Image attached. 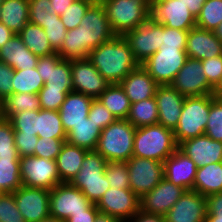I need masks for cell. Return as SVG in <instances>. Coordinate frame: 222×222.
I'll return each mask as SVG.
<instances>
[{"mask_svg": "<svg viewBox=\"0 0 222 222\" xmlns=\"http://www.w3.org/2000/svg\"><path fill=\"white\" fill-rule=\"evenodd\" d=\"M114 36L116 34L111 29L103 4H92L80 25L67 30L57 53L63 60L86 59L90 51Z\"/></svg>", "mask_w": 222, "mask_h": 222, "instance_id": "6da1fadb", "label": "cell"}, {"mask_svg": "<svg viewBox=\"0 0 222 222\" xmlns=\"http://www.w3.org/2000/svg\"><path fill=\"white\" fill-rule=\"evenodd\" d=\"M87 59L110 84L120 83L139 66L129 43L121 35L90 51Z\"/></svg>", "mask_w": 222, "mask_h": 222, "instance_id": "7a4b0ae2", "label": "cell"}, {"mask_svg": "<svg viewBox=\"0 0 222 222\" xmlns=\"http://www.w3.org/2000/svg\"><path fill=\"white\" fill-rule=\"evenodd\" d=\"M177 149L173 130L160 124L136 128L133 156L164 162Z\"/></svg>", "mask_w": 222, "mask_h": 222, "instance_id": "3957f363", "label": "cell"}, {"mask_svg": "<svg viewBox=\"0 0 222 222\" xmlns=\"http://www.w3.org/2000/svg\"><path fill=\"white\" fill-rule=\"evenodd\" d=\"M136 127L117 119L101 131L96 151L107 162H127L133 156Z\"/></svg>", "mask_w": 222, "mask_h": 222, "instance_id": "277c9868", "label": "cell"}, {"mask_svg": "<svg viewBox=\"0 0 222 222\" xmlns=\"http://www.w3.org/2000/svg\"><path fill=\"white\" fill-rule=\"evenodd\" d=\"M103 6L112 31L121 36L137 28L151 14L148 0H104Z\"/></svg>", "mask_w": 222, "mask_h": 222, "instance_id": "5b68a950", "label": "cell"}, {"mask_svg": "<svg viewBox=\"0 0 222 222\" xmlns=\"http://www.w3.org/2000/svg\"><path fill=\"white\" fill-rule=\"evenodd\" d=\"M106 164L107 161L96 150L87 151L80 171L70 182L93 204H97L110 188L105 176Z\"/></svg>", "mask_w": 222, "mask_h": 222, "instance_id": "8992f818", "label": "cell"}, {"mask_svg": "<svg viewBox=\"0 0 222 222\" xmlns=\"http://www.w3.org/2000/svg\"><path fill=\"white\" fill-rule=\"evenodd\" d=\"M210 105L211 95L185 98L180 119L173 130L178 145L184 140L205 134Z\"/></svg>", "mask_w": 222, "mask_h": 222, "instance_id": "52a82bcc", "label": "cell"}, {"mask_svg": "<svg viewBox=\"0 0 222 222\" xmlns=\"http://www.w3.org/2000/svg\"><path fill=\"white\" fill-rule=\"evenodd\" d=\"M185 49L164 46L151 55L141 66L158 85H170L187 60Z\"/></svg>", "mask_w": 222, "mask_h": 222, "instance_id": "ba28073f", "label": "cell"}, {"mask_svg": "<svg viewBox=\"0 0 222 222\" xmlns=\"http://www.w3.org/2000/svg\"><path fill=\"white\" fill-rule=\"evenodd\" d=\"M93 203L70 182H62L50 190V216L66 221L72 214L84 213Z\"/></svg>", "mask_w": 222, "mask_h": 222, "instance_id": "9c48e42d", "label": "cell"}, {"mask_svg": "<svg viewBox=\"0 0 222 222\" xmlns=\"http://www.w3.org/2000/svg\"><path fill=\"white\" fill-rule=\"evenodd\" d=\"M20 178L23 186L46 190L61 183L56 161L37 156L20 158Z\"/></svg>", "mask_w": 222, "mask_h": 222, "instance_id": "30bf717a", "label": "cell"}, {"mask_svg": "<svg viewBox=\"0 0 222 222\" xmlns=\"http://www.w3.org/2000/svg\"><path fill=\"white\" fill-rule=\"evenodd\" d=\"M123 37L129 43L134 58L141 65L162 46V24L149 17L137 28L127 31Z\"/></svg>", "mask_w": 222, "mask_h": 222, "instance_id": "8fae6325", "label": "cell"}, {"mask_svg": "<svg viewBox=\"0 0 222 222\" xmlns=\"http://www.w3.org/2000/svg\"><path fill=\"white\" fill-rule=\"evenodd\" d=\"M130 189L140 198L164 178V164L157 160L132 156L127 162Z\"/></svg>", "mask_w": 222, "mask_h": 222, "instance_id": "7c38bea8", "label": "cell"}, {"mask_svg": "<svg viewBox=\"0 0 222 222\" xmlns=\"http://www.w3.org/2000/svg\"><path fill=\"white\" fill-rule=\"evenodd\" d=\"M170 85L184 97L211 95L214 88L204 75L201 60L193 58H187Z\"/></svg>", "mask_w": 222, "mask_h": 222, "instance_id": "4fadbf2b", "label": "cell"}, {"mask_svg": "<svg viewBox=\"0 0 222 222\" xmlns=\"http://www.w3.org/2000/svg\"><path fill=\"white\" fill-rule=\"evenodd\" d=\"M150 17L163 26L189 31L196 27V18L179 0H156L151 4Z\"/></svg>", "mask_w": 222, "mask_h": 222, "instance_id": "5bb4252c", "label": "cell"}, {"mask_svg": "<svg viewBox=\"0 0 222 222\" xmlns=\"http://www.w3.org/2000/svg\"><path fill=\"white\" fill-rule=\"evenodd\" d=\"M140 198L131 189L109 188L96 204L97 209L122 222L130 220L140 210Z\"/></svg>", "mask_w": 222, "mask_h": 222, "instance_id": "9a60e30c", "label": "cell"}, {"mask_svg": "<svg viewBox=\"0 0 222 222\" xmlns=\"http://www.w3.org/2000/svg\"><path fill=\"white\" fill-rule=\"evenodd\" d=\"M13 194L26 222H39L50 216V190L22 185Z\"/></svg>", "mask_w": 222, "mask_h": 222, "instance_id": "2e32d148", "label": "cell"}, {"mask_svg": "<svg viewBox=\"0 0 222 222\" xmlns=\"http://www.w3.org/2000/svg\"><path fill=\"white\" fill-rule=\"evenodd\" d=\"M36 69L45 82L42 88L61 89V92L73 91L71 60H63L58 53L39 57Z\"/></svg>", "mask_w": 222, "mask_h": 222, "instance_id": "e0dca14e", "label": "cell"}, {"mask_svg": "<svg viewBox=\"0 0 222 222\" xmlns=\"http://www.w3.org/2000/svg\"><path fill=\"white\" fill-rule=\"evenodd\" d=\"M185 192V188L176 186L163 178L150 192L140 197V210L145 213L165 216Z\"/></svg>", "mask_w": 222, "mask_h": 222, "instance_id": "ac0fdd59", "label": "cell"}, {"mask_svg": "<svg viewBox=\"0 0 222 222\" xmlns=\"http://www.w3.org/2000/svg\"><path fill=\"white\" fill-rule=\"evenodd\" d=\"M73 91L97 99L110 85L86 59L71 60Z\"/></svg>", "mask_w": 222, "mask_h": 222, "instance_id": "d6986e66", "label": "cell"}, {"mask_svg": "<svg viewBox=\"0 0 222 222\" xmlns=\"http://www.w3.org/2000/svg\"><path fill=\"white\" fill-rule=\"evenodd\" d=\"M206 215V197L195 190H186L164 218L165 222H204Z\"/></svg>", "mask_w": 222, "mask_h": 222, "instance_id": "ffe728a7", "label": "cell"}, {"mask_svg": "<svg viewBox=\"0 0 222 222\" xmlns=\"http://www.w3.org/2000/svg\"><path fill=\"white\" fill-rule=\"evenodd\" d=\"M178 148L195 162L197 168L222 162V142L206 134L184 140Z\"/></svg>", "mask_w": 222, "mask_h": 222, "instance_id": "44dd1931", "label": "cell"}, {"mask_svg": "<svg viewBox=\"0 0 222 222\" xmlns=\"http://www.w3.org/2000/svg\"><path fill=\"white\" fill-rule=\"evenodd\" d=\"M154 97L158 107V124L174 130L180 119L186 97L171 85H158Z\"/></svg>", "mask_w": 222, "mask_h": 222, "instance_id": "7402d4cb", "label": "cell"}, {"mask_svg": "<svg viewBox=\"0 0 222 222\" xmlns=\"http://www.w3.org/2000/svg\"><path fill=\"white\" fill-rule=\"evenodd\" d=\"M164 178L176 186L193 190L197 167L179 148L164 162Z\"/></svg>", "mask_w": 222, "mask_h": 222, "instance_id": "603a6c76", "label": "cell"}, {"mask_svg": "<svg viewBox=\"0 0 222 222\" xmlns=\"http://www.w3.org/2000/svg\"><path fill=\"white\" fill-rule=\"evenodd\" d=\"M185 51L188 58L210 59L222 55V42L213 31L194 27L188 31Z\"/></svg>", "mask_w": 222, "mask_h": 222, "instance_id": "cb8c5ba5", "label": "cell"}, {"mask_svg": "<svg viewBox=\"0 0 222 222\" xmlns=\"http://www.w3.org/2000/svg\"><path fill=\"white\" fill-rule=\"evenodd\" d=\"M92 101V97L75 91L66 95L59 109L62 126L66 133L88 117Z\"/></svg>", "mask_w": 222, "mask_h": 222, "instance_id": "d4e9b609", "label": "cell"}, {"mask_svg": "<svg viewBox=\"0 0 222 222\" xmlns=\"http://www.w3.org/2000/svg\"><path fill=\"white\" fill-rule=\"evenodd\" d=\"M119 84L131 104L153 98L158 87V84L141 65L132 70Z\"/></svg>", "mask_w": 222, "mask_h": 222, "instance_id": "484cf974", "label": "cell"}, {"mask_svg": "<svg viewBox=\"0 0 222 222\" xmlns=\"http://www.w3.org/2000/svg\"><path fill=\"white\" fill-rule=\"evenodd\" d=\"M39 56L33 54L23 43L21 37L15 34L0 48V61L14 70H26L37 67Z\"/></svg>", "mask_w": 222, "mask_h": 222, "instance_id": "4316f807", "label": "cell"}, {"mask_svg": "<svg viewBox=\"0 0 222 222\" xmlns=\"http://www.w3.org/2000/svg\"><path fill=\"white\" fill-rule=\"evenodd\" d=\"M87 150L78 146L64 143L61 152L57 156V170L60 182H71L81 169Z\"/></svg>", "mask_w": 222, "mask_h": 222, "instance_id": "83f0119b", "label": "cell"}, {"mask_svg": "<svg viewBox=\"0 0 222 222\" xmlns=\"http://www.w3.org/2000/svg\"><path fill=\"white\" fill-rule=\"evenodd\" d=\"M0 22L18 34L29 22V0H3L0 3Z\"/></svg>", "mask_w": 222, "mask_h": 222, "instance_id": "f1b7e54d", "label": "cell"}, {"mask_svg": "<svg viewBox=\"0 0 222 222\" xmlns=\"http://www.w3.org/2000/svg\"><path fill=\"white\" fill-rule=\"evenodd\" d=\"M193 190L204 197L222 192V162L197 168Z\"/></svg>", "mask_w": 222, "mask_h": 222, "instance_id": "f546056e", "label": "cell"}, {"mask_svg": "<svg viewBox=\"0 0 222 222\" xmlns=\"http://www.w3.org/2000/svg\"><path fill=\"white\" fill-rule=\"evenodd\" d=\"M101 131L99 126L87 117L84 121L72 127L67 133L66 142L87 151H93L97 148Z\"/></svg>", "mask_w": 222, "mask_h": 222, "instance_id": "4dcf8cb0", "label": "cell"}, {"mask_svg": "<svg viewBox=\"0 0 222 222\" xmlns=\"http://www.w3.org/2000/svg\"><path fill=\"white\" fill-rule=\"evenodd\" d=\"M24 45L39 57L50 56L56 52L52 49L44 29L31 22H28L18 33Z\"/></svg>", "mask_w": 222, "mask_h": 222, "instance_id": "1f68e13d", "label": "cell"}, {"mask_svg": "<svg viewBox=\"0 0 222 222\" xmlns=\"http://www.w3.org/2000/svg\"><path fill=\"white\" fill-rule=\"evenodd\" d=\"M117 119H127L131 103L119 83L110 84L97 98Z\"/></svg>", "mask_w": 222, "mask_h": 222, "instance_id": "d6a6232c", "label": "cell"}, {"mask_svg": "<svg viewBox=\"0 0 222 222\" xmlns=\"http://www.w3.org/2000/svg\"><path fill=\"white\" fill-rule=\"evenodd\" d=\"M127 120L136 128L158 124V107L155 97L132 103Z\"/></svg>", "mask_w": 222, "mask_h": 222, "instance_id": "836d02e7", "label": "cell"}, {"mask_svg": "<svg viewBox=\"0 0 222 222\" xmlns=\"http://www.w3.org/2000/svg\"><path fill=\"white\" fill-rule=\"evenodd\" d=\"M37 136L40 138L67 139L59 111L39 109L37 114Z\"/></svg>", "mask_w": 222, "mask_h": 222, "instance_id": "e575fe53", "label": "cell"}, {"mask_svg": "<svg viewBox=\"0 0 222 222\" xmlns=\"http://www.w3.org/2000/svg\"><path fill=\"white\" fill-rule=\"evenodd\" d=\"M39 109H41L39 96L34 93H13L2 101L3 118H7L10 114Z\"/></svg>", "mask_w": 222, "mask_h": 222, "instance_id": "d590c367", "label": "cell"}, {"mask_svg": "<svg viewBox=\"0 0 222 222\" xmlns=\"http://www.w3.org/2000/svg\"><path fill=\"white\" fill-rule=\"evenodd\" d=\"M21 186L20 158H0V189L13 193Z\"/></svg>", "mask_w": 222, "mask_h": 222, "instance_id": "8d00e7d4", "label": "cell"}, {"mask_svg": "<svg viewBox=\"0 0 222 222\" xmlns=\"http://www.w3.org/2000/svg\"><path fill=\"white\" fill-rule=\"evenodd\" d=\"M12 81V94H38L45 84L36 68H27L26 70H15Z\"/></svg>", "mask_w": 222, "mask_h": 222, "instance_id": "74e56055", "label": "cell"}, {"mask_svg": "<svg viewBox=\"0 0 222 222\" xmlns=\"http://www.w3.org/2000/svg\"><path fill=\"white\" fill-rule=\"evenodd\" d=\"M222 22V0H206L196 17V27L214 31Z\"/></svg>", "mask_w": 222, "mask_h": 222, "instance_id": "f35d334b", "label": "cell"}, {"mask_svg": "<svg viewBox=\"0 0 222 222\" xmlns=\"http://www.w3.org/2000/svg\"><path fill=\"white\" fill-rule=\"evenodd\" d=\"M41 27L44 29L52 49L57 53L61 49L67 33L60 15L48 12V16L41 22Z\"/></svg>", "mask_w": 222, "mask_h": 222, "instance_id": "ab89813d", "label": "cell"}, {"mask_svg": "<svg viewBox=\"0 0 222 222\" xmlns=\"http://www.w3.org/2000/svg\"><path fill=\"white\" fill-rule=\"evenodd\" d=\"M0 158H20L15 145L14 129L7 118H0Z\"/></svg>", "mask_w": 222, "mask_h": 222, "instance_id": "60d3db41", "label": "cell"}, {"mask_svg": "<svg viewBox=\"0 0 222 222\" xmlns=\"http://www.w3.org/2000/svg\"><path fill=\"white\" fill-rule=\"evenodd\" d=\"M205 134L213 140L222 142V99H217L212 94Z\"/></svg>", "mask_w": 222, "mask_h": 222, "instance_id": "b9f144b4", "label": "cell"}, {"mask_svg": "<svg viewBox=\"0 0 222 222\" xmlns=\"http://www.w3.org/2000/svg\"><path fill=\"white\" fill-rule=\"evenodd\" d=\"M105 176L110 188L130 189L128 166L126 162H107Z\"/></svg>", "mask_w": 222, "mask_h": 222, "instance_id": "7bdbcfd3", "label": "cell"}, {"mask_svg": "<svg viewBox=\"0 0 222 222\" xmlns=\"http://www.w3.org/2000/svg\"><path fill=\"white\" fill-rule=\"evenodd\" d=\"M37 114L38 111H24L10 114L7 119L10 121L14 132L37 135Z\"/></svg>", "mask_w": 222, "mask_h": 222, "instance_id": "ee69618b", "label": "cell"}, {"mask_svg": "<svg viewBox=\"0 0 222 222\" xmlns=\"http://www.w3.org/2000/svg\"><path fill=\"white\" fill-rule=\"evenodd\" d=\"M91 5L92 4L84 0H75L71 5H69L68 9L60 15V19L65 25V28L67 30H71L78 27Z\"/></svg>", "mask_w": 222, "mask_h": 222, "instance_id": "f6af8a7d", "label": "cell"}, {"mask_svg": "<svg viewBox=\"0 0 222 222\" xmlns=\"http://www.w3.org/2000/svg\"><path fill=\"white\" fill-rule=\"evenodd\" d=\"M66 139L38 138L34 156L56 161Z\"/></svg>", "mask_w": 222, "mask_h": 222, "instance_id": "bcb514c9", "label": "cell"}, {"mask_svg": "<svg viewBox=\"0 0 222 222\" xmlns=\"http://www.w3.org/2000/svg\"><path fill=\"white\" fill-rule=\"evenodd\" d=\"M0 222H26L20 213L13 193L0 196Z\"/></svg>", "mask_w": 222, "mask_h": 222, "instance_id": "7dc6e473", "label": "cell"}, {"mask_svg": "<svg viewBox=\"0 0 222 222\" xmlns=\"http://www.w3.org/2000/svg\"><path fill=\"white\" fill-rule=\"evenodd\" d=\"M68 93L70 92H61V89L42 88L38 93L41 109L59 111Z\"/></svg>", "mask_w": 222, "mask_h": 222, "instance_id": "c3c4849f", "label": "cell"}, {"mask_svg": "<svg viewBox=\"0 0 222 222\" xmlns=\"http://www.w3.org/2000/svg\"><path fill=\"white\" fill-rule=\"evenodd\" d=\"M88 118L97 124L101 130L116 120L112 113L98 99H93Z\"/></svg>", "mask_w": 222, "mask_h": 222, "instance_id": "681fc988", "label": "cell"}, {"mask_svg": "<svg viewBox=\"0 0 222 222\" xmlns=\"http://www.w3.org/2000/svg\"><path fill=\"white\" fill-rule=\"evenodd\" d=\"M162 45L185 49L187 44L188 31L178 30L162 25Z\"/></svg>", "mask_w": 222, "mask_h": 222, "instance_id": "f907efd6", "label": "cell"}, {"mask_svg": "<svg viewBox=\"0 0 222 222\" xmlns=\"http://www.w3.org/2000/svg\"><path fill=\"white\" fill-rule=\"evenodd\" d=\"M15 145L18 154L21 157L34 156L35 147L38 141L36 134H23V132H14Z\"/></svg>", "mask_w": 222, "mask_h": 222, "instance_id": "816d5d0a", "label": "cell"}, {"mask_svg": "<svg viewBox=\"0 0 222 222\" xmlns=\"http://www.w3.org/2000/svg\"><path fill=\"white\" fill-rule=\"evenodd\" d=\"M207 81L215 87L222 77V55L201 60Z\"/></svg>", "mask_w": 222, "mask_h": 222, "instance_id": "f5cc1de1", "label": "cell"}, {"mask_svg": "<svg viewBox=\"0 0 222 222\" xmlns=\"http://www.w3.org/2000/svg\"><path fill=\"white\" fill-rule=\"evenodd\" d=\"M48 12H52L50 0H29V22L41 26Z\"/></svg>", "mask_w": 222, "mask_h": 222, "instance_id": "db71d44e", "label": "cell"}, {"mask_svg": "<svg viewBox=\"0 0 222 222\" xmlns=\"http://www.w3.org/2000/svg\"><path fill=\"white\" fill-rule=\"evenodd\" d=\"M15 70L0 61V99L3 101L7 96L12 95V79Z\"/></svg>", "mask_w": 222, "mask_h": 222, "instance_id": "11a10c76", "label": "cell"}, {"mask_svg": "<svg viewBox=\"0 0 222 222\" xmlns=\"http://www.w3.org/2000/svg\"><path fill=\"white\" fill-rule=\"evenodd\" d=\"M99 212L96 204H93L84 213L72 214L65 222H95V218Z\"/></svg>", "mask_w": 222, "mask_h": 222, "instance_id": "9f6ffc18", "label": "cell"}, {"mask_svg": "<svg viewBox=\"0 0 222 222\" xmlns=\"http://www.w3.org/2000/svg\"><path fill=\"white\" fill-rule=\"evenodd\" d=\"M126 222H165L164 216L145 213L139 210L130 220Z\"/></svg>", "mask_w": 222, "mask_h": 222, "instance_id": "6f0895ef", "label": "cell"}, {"mask_svg": "<svg viewBox=\"0 0 222 222\" xmlns=\"http://www.w3.org/2000/svg\"><path fill=\"white\" fill-rule=\"evenodd\" d=\"M207 211H222V192L206 197Z\"/></svg>", "mask_w": 222, "mask_h": 222, "instance_id": "680465c9", "label": "cell"}, {"mask_svg": "<svg viewBox=\"0 0 222 222\" xmlns=\"http://www.w3.org/2000/svg\"><path fill=\"white\" fill-rule=\"evenodd\" d=\"M75 0H50L52 12L62 15Z\"/></svg>", "mask_w": 222, "mask_h": 222, "instance_id": "91938a15", "label": "cell"}, {"mask_svg": "<svg viewBox=\"0 0 222 222\" xmlns=\"http://www.w3.org/2000/svg\"><path fill=\"white\" fill-rule=\"evenodd\" d=\"M179 1L189 8L190 12L195 16V18L200 14L201 8L206 2V0H179Z\"/></svg>", "mask_w": 222, "mask_h": 222, "instance_id": "94428289", "label": "cell"}, {"mask_svg": "<svg viewBox=\"0 0 222 222\" xmlns=\"http://www.w3.org/2000/svg\"><path fill=\"white\" fill-rule=\"evenodd\" d=\"M13 36H15V33L0 22V48L3 47Z\"/></svg>", "mask_w": 222, "mask_h": 222, "instance_id": "6125c7cd", "label": "cell"}, {"mask_svg": "<svg viewBox=\"0 0 222 222\" xmlns=\"http://www.w3.org/2000/svg\"><path fill=\"white\" fill-rule=\"evenodd\" d=\"M204 222H222V211H207Z\"/></svg>", "mask_w": 222, "mask_h": 222, "instance_id": "be15d7a7", "label": "cell"}, {"mask_svg": "<svg viewBox=\"0 0 222 222\" xmlns=\"http://www.w3.org/2000/svg\"><path fill=\"white\" fill-rule=\"evenodd\" d=\"M95 222H122V221L114 216H110L109 214H104L99 212L95 218Z\"/></svg>", "mask_w": 222, "mask_h": 222, "instance_id": "e7e4bbea", "label": "cell"}, {"mask_svg": "<svg viewBox=\"0 0 222 222\" xmlns=\"http://www.w3.org/2000/svg\"><path fill=\"white\" fill-rule=\"evenodd\" d=\"M212 95L217 99H222V77L217 85L213 88Z\"/></svg>", "mask_w": 222, "mask_h": 222, "instance_id": "03108f58", "label": "cell"}, {"mask_svg": "<svg viewBox=\"0 0 222 222\" xmlns=\"http://www.w3.org/2000/svg\"><path fill=\"white\" fill-rule=\"evenodd\" d=\"M215 36L222 42V22L213 31Z\"/></svg>", "mask_w": 222, "mask_h": 222, "instance_id": "003e7915", "label": "cell"}, {"mask_svg": "<svg viewBox=\"0 0 222 222\" xmlns=\"http://www.w3.org/2000/svg\"><path fill=\"white\" fill-rule=\"evenodd\" d=\"M39 222H65V221H62V220H59L55 217L49 216L43 220H40Z\"/></svg>", "mask_w": 222, "mask_h": 222, "instance_id": "a7ac6f4b", "label": "cell"}, {"mask_svg": "<svg viewBox=\"0 0 222 222\" xmlns=\"http://www.w3.org/2000/svg\"><path fill=\"white\" fill-rule=\"evenodd\" d=\"M90 4H103L104 0H84Z\"/></svg>", "mask_w": 222, "mask_h": 222, "instance_id": "89a4df30", "label": "cell"}, {"mask_svg": "<svg viewBox=\"0 0 222 222\" xmlns=\"http://www.w3.org/2000/svg\"><path fill=\"white\" fill-rule=\"evenodd\" d=\"M3 117V113H2V100L0 99V118Z\"/></svg>", "mask_w": 222, "mask_h": 222, "instance_id": "2644e50d", "label": "cell"}, {"mask_svg": "<svg viewBox=\"0 0 222 222\" xmlns=\"http://www.w3.org/2000/svg\"><path fill=\"white\" fill-rule=\"evenodd\" d=\"M3 193H4V191L0 189V196H1Z\"/></svg>", "mask_w": 222, "mask_h": 222, "instance_id": "8c879c8a", "label": "cell"}, {"mask_svg": "<svg viewBox=\"0 0 222 222\" xmlns=\"http://www.w3.org/2000/svg\"><path fill=\"white\" fill-rule=\"evenodd\" d=\"M151 4L154 2V1H156V0H148Z\"/></svg>", "mask_w": 222, "mask_h": 222, "instance_id": "753ad0ef", "label": "cell"}]
</instances>
